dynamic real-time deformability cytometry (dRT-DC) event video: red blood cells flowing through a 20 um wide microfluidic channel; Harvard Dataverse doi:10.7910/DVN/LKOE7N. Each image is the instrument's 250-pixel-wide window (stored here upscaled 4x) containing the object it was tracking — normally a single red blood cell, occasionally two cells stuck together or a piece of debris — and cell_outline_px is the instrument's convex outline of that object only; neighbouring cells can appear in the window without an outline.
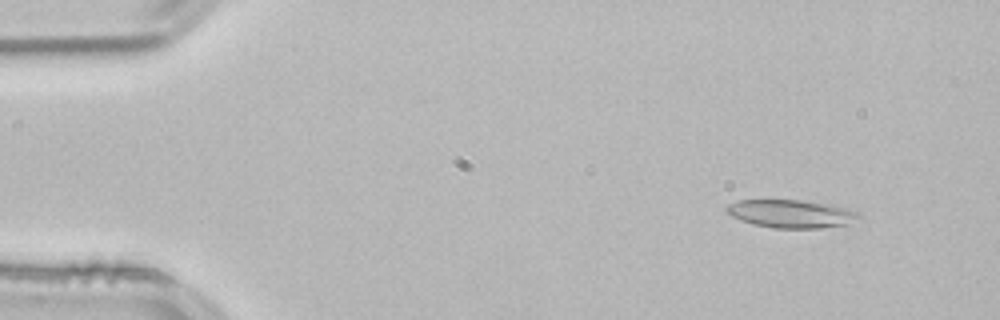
{"species": "common noctule bat (a hibernating species)", "species_latin": "Nyctalus noctula", "temperature_condition": "room temperature", "stored_images_in_passage": 53, "camera_frame_rate_fps": 3000, "um_per_image_px": 0.085, "animal": {"sex": "male", "body_mass_g": 21.5, "forearm_length_mm": 52.0}, "frame": {"image": 1, "passage_image": 5, "time_ms": 1.333, "image_size_px": [1000, 320], "cell_outline_px": [[864, 216], [848, 224], [820, 228], [772, 228], [752, 224], [740, 220], [724, 212], [724, 208], [728, 204], [740, 200], [800, 200], [844, 208], [856, 212]], "centroid_in_image_um": [67.18, 18.18], "position_along_channel_um": 17.8, "area_um2": 21.5}}
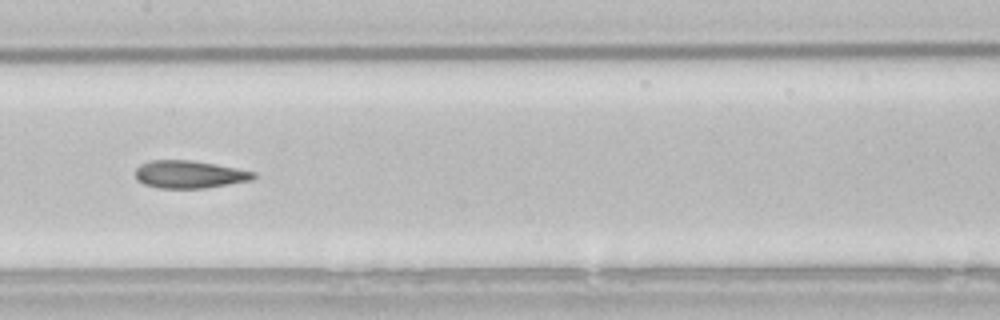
{"frame": {"image": 2, "passage_image": 26, "time_ms": 8.333, "image_size_px": [1000, 320], "cell_outline_px": [[256, 176], [252, 180], [204, 188], [160, 188], [144, 184], [136, 180], [136, 168], [140, 164], [152, 160], [192, 160], [236, 168], [256, 172]], "centroid_in_image_um": [16.09, 14.82], "position_along_channel_um": 191.3, "area_um2": 18.96}}
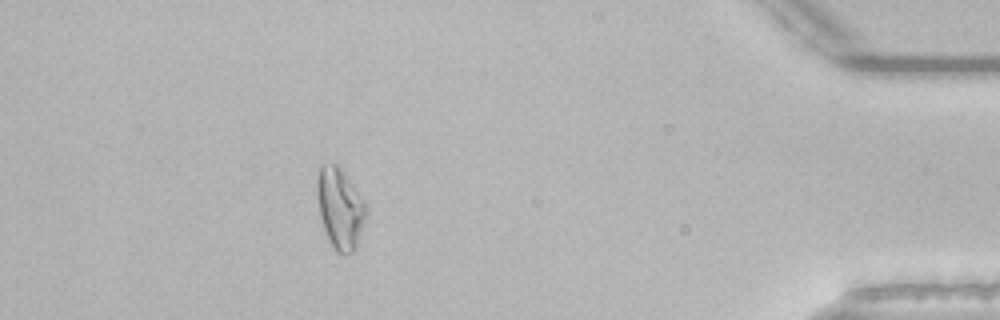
{"frame": {"image": 3, "passage_image": 47, "time_ms": 15.333, "image_size_px": [1000, 320], "cell_outline_px": [[368, 212], [356, 248], [352, 252], [344, 256], [336, 252], [332, 248], [328, 240], [320, 216], [316, 196], [316, 180], [320, 164], [336, 164], [344, 172], [368, 204]], "centroid_in_image_um": [28.91, 17.72], "position_along_channel_um": 406.3, "area_um2": 23.7}, "authors_computed_cell_mechanics": {"area_um2": 21.0392, "velocity_mm_per_s": 3.8277, "shape_relaxation_time_tau1_ms": null, "shape_relaxation_time_tau2_ms": 4.0231, "deformation_change_tau1": null, "deformation_change_tau2": 0.1254}}